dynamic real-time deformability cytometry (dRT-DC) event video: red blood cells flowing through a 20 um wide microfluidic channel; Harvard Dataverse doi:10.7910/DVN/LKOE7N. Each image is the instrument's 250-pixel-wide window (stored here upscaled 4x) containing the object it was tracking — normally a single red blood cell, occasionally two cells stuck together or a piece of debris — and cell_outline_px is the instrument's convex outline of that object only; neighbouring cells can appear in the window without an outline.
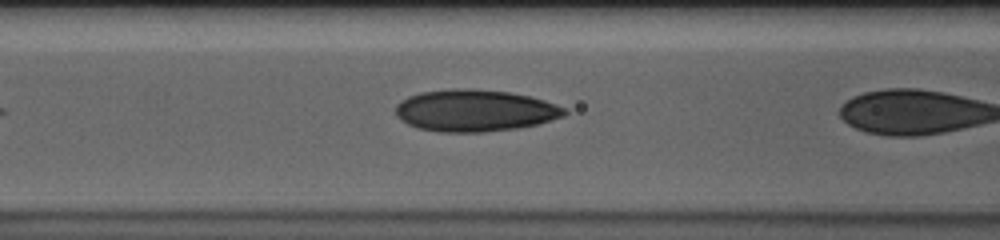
{"species": "human", "species_latin": "Homo sapiens", "temperature_condition": "cold", "stored_images_in_passage": 6, "camera_frame_rate_fps": 3000, "um_per_image_px": 0.085, "donor": {"sex": "male"}, "frame": {"image": 1, "passage_image": 5, "time_ms": 1.333, "image_size_px": [1000, 240], "cell_outline_px": [[568, 112], [564, 116], [536, 124], [516, 128], [484, 132], [440, 132], [416, 128], [408, 124], [396, 116], [396, 104], [400, 100], [408, 96], [420, 92], [452, 88], [472, 88], [508, 92], [528, 96], [544, 100], [556, 104], [564, 108]], "centroid_in_image_um": [40.32, 9.39], "position_along_channel_um": 126.3, "area_um2": 41.27}}